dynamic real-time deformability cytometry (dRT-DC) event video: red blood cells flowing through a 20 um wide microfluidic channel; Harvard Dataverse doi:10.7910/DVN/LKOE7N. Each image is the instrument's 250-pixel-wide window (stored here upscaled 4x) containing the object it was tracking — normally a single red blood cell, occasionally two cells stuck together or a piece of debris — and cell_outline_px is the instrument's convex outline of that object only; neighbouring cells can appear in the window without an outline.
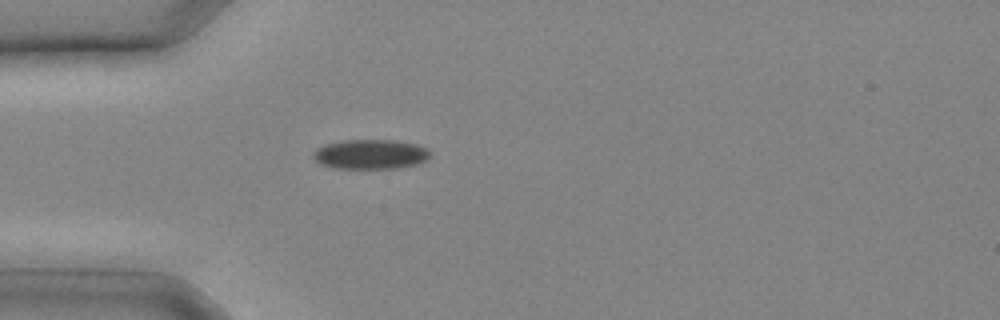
{"species": "common noctule bat (a hibernating species)", "species_latin": "Nyctalus noctula", "temperature_condition": "cold", "stored_images_in_passage": 14, "camera_frame_rate_fps": 3000, "um_per_image_px": 0.085, "animal": {"sex": "male", "body_mass_g": 20.4}, "frame": {"image": 1, "passage_image": 7, "time_ms": 2.0, "image_size_px": [1000, 320], "cell_outline_px": [[432, 156], [428, 160], [416, 164], [392, 168], [332, 168], [320, 164], [312, 156], [312, 152], [316, 148], [324, 144], [344, 140], [396, 140], [416, 144], [428, 148], [432, 152]], "centroid_in_image_um": [31.5, 13.1], "position_along_channel_um": 53.5, "area_um2": 20.46}}
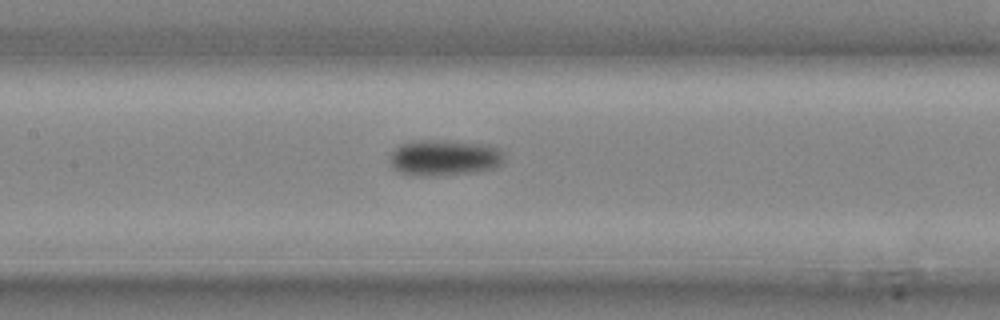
{"frame": {"image": 2, "passage_image": 12, "time_ms": 3.667, "image_size_px": [1000, 320], "cell_outline_px": [[504, 164], [496, 168], [472, 172], [400, 172], [388, 160], [392, 152], [400, 144], [424, 140], [444, 140], [484, 144], [496, 148], [504, 152]], "centroid_in_image_um": [37.87, 13.33], "position_along_channel_um": 169.5, "area_um2": 22.66}}
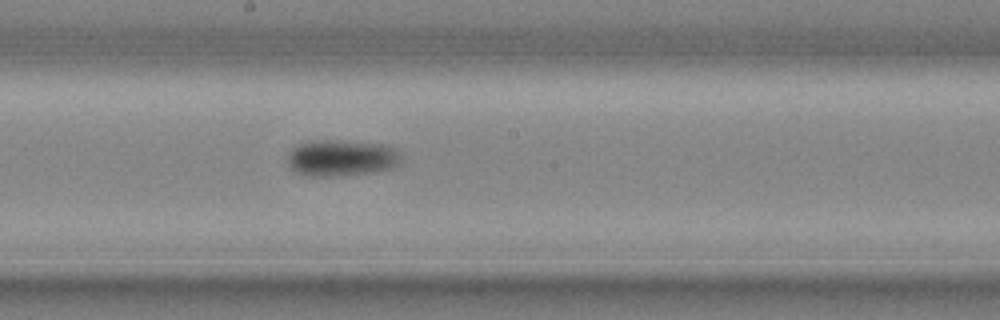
{"frame": {"image": 3, "passage_image": 14, "time_ms": 4.333, "image_size_px": [1000, 320], "cell_outline_px": [[400, 164], [392, 168], [372, 172], [336, 176], [304, 176], [296, 172], [288, 164], [288, 152], [296, 144], [308, 140], [336, 140], [388, 144], [396, 148], [400, 156]], "centroid_in_image_um": [29.01, 13.41], "position_along_channel_um": 219.2, "area_um2": 24.51}}